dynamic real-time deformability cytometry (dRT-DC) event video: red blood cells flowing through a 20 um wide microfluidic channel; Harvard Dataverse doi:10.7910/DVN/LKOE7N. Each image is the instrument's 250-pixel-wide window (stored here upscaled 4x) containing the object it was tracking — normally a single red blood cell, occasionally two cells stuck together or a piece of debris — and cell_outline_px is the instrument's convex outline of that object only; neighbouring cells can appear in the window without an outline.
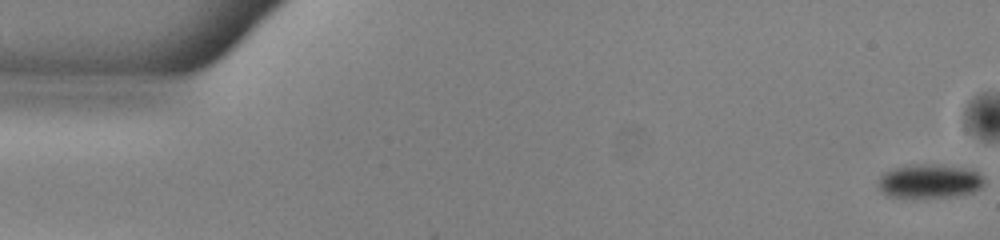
{"species": "common noctule bat (a hibernating species)", "species_latin": "Nyctalus noctula", "temperature_condition": "warm", "stored_images_in_passage": 52, "camera_frame_rate_fps": 3000, "um_per_image_px": 0.085, "animal": {"sex": "male", "body_mass_g": 13.0, "forearm_length_mm": 53.1}, "frame": {"image": 1, "passage_image": 1, "time_ms": 0.0, "image_size_px": [1000, 240], "cell_outline_px": [[984, 184], [980, 188], [972, 192], [956, 196], [908, 200], [884, 196], [880, 192], [876, 184], [880, 176], [884, 172], [896, 168], [912, 164], [976, 164], [980, 168], [984, 176]], "centroid_in_image_um": [79.09, 15.39], "position_along_channel_um": 5.9, "area_um2": 23.06}}
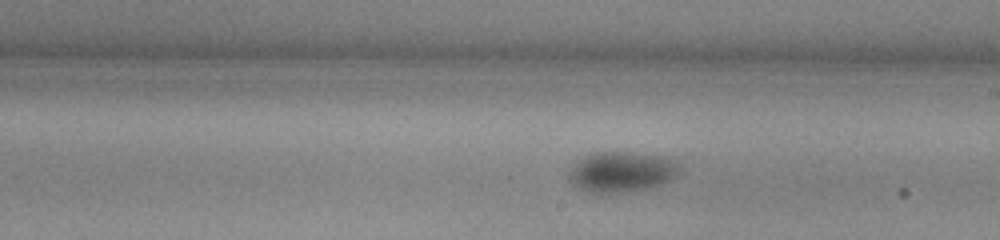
{"frame": {"image": 2, "passage_image": 30, "time_ms": 9.667, "image_size_px": [1000, 240], "cell_outline_px": [[684, 172], [660, 184], [648, 188], [620, 192], [588, 192], [572, 184], [568, 176], [568, 172], [584, 156], [596, 152], [632, 152], [664, 156], [676, 164]], "centroid_in_image_um": [52.85, 14.59], "position_along_channel_um": 236.2, "area_um2": 25.72}}
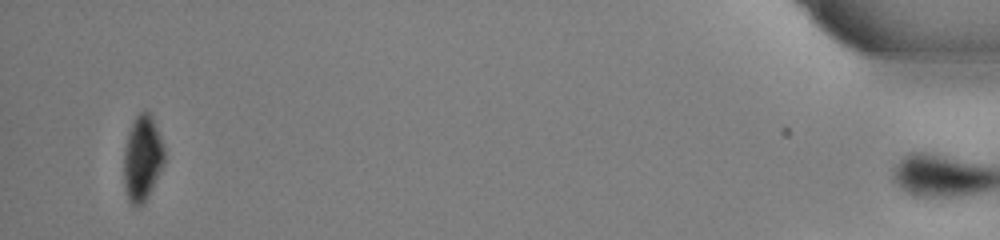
{"frame": {"image": 3, "passage_image": 51, "time_ms": 16.667, "image_size_px": [1000, 240], "cell_outline_px": [[164, 164], [144, 204], [136, 208], [128, 200], [124, 188], [124, 148], [128, 132], [136, 116], [140, 112], [148, 112], [156, 128], [164, 148]], "centroid_in_image_um": [12.08, 13.52], "position_along_channel_um": 423.1, "area_um2": 20.0}, "authors_computed_cell_mechanics": {"area_um2": 24.9985, "velocity_mm_per_s": 3.9324, "shape_relaxation_time_tau1_ms": 8.5545, "shape_relaxation_time_tau2_ms": null, "deformation_change_tau1": 0.0783, "deformation_change_tau2": null}}